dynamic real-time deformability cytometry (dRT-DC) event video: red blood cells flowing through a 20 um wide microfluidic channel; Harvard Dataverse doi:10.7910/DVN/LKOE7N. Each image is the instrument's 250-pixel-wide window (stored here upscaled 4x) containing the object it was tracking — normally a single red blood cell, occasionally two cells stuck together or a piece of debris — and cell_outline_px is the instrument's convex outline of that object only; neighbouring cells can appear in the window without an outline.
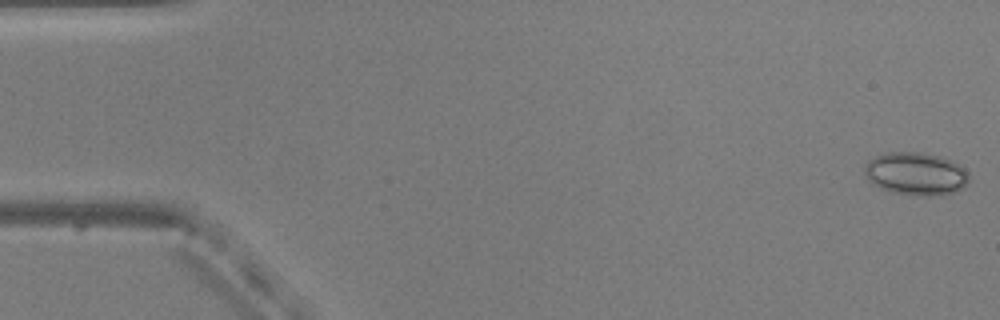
{"species": "common noctule bat (a hibernating species)", "species_latin": "Nyctalus noctula", "temperature_condition": "warm", "stored_images_in_passage": 53, "camera_frame_rate_fps": 3000, "um_per_image_px": 0.085, "animal": {"sex": "male", "body_mass_g": 20.5, "forearm_length_mm": 52.5}, "frame": {"image": 1, "passage_image": 1, "time_ms": 0.0, "image_size_px": [1000, 320], "cell_outline_px": [[968, 180], [960, 188], [952, 192], [932, 196], [924, 196], [892, 192], [880, 188], [864, 172], [864, 168], [868, 160], [876, 156], [888, 152], [920, 152], [940, 156], [952, 160], [964, 168], [968, 172]], "centroid_in_image_um": [77.85, 14.75], "position_along_channel_um": 7.1, "area_um2": 25.66}}
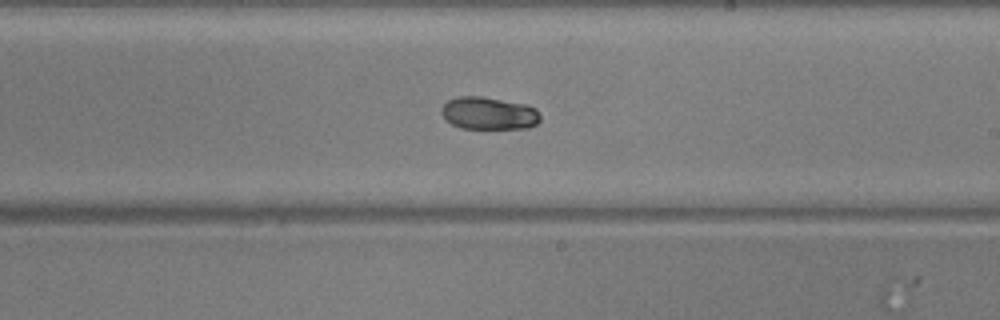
{"frame": {"image": 2, "passage_image": 31, "time_ms": 10.0, "image_size_px": [1000, 320], "cell_outline_px": [[540, 120], [536, 124], [528, 128], [460, 128], [444, 120], [440, 112], [440, 108], [448, 100], [460, 96], [480, 96], [524, 104], [536, 108], [540, 116]], "centroid_in_image_um": [41.51, 9.63], "position_along_channel_um": 247.5, "area_um2": 18.79}}
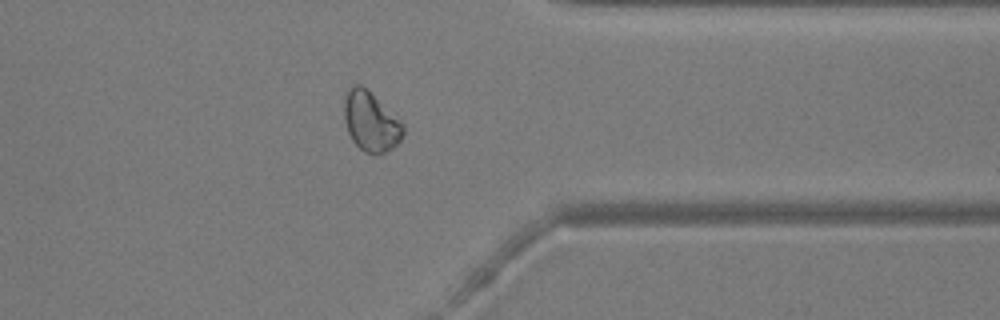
{"frame": {"image": 3, "passage_image": 42, "time_ms": 13.667, "image_size_px": [1000, 320], "cell_outline_px": [[404, 132], [400, 140], [392, 148], [380, 156], [376, 156], [364, 152], [352, 140], [348, 132], [344, 120], [344, 100], [348, 88], [352, 84], [360, 84], [400, 120], [404, 124]], "centroid_in_image_um": [31.5, 10.37], "position_along_channel_um": 379.9, "area_um2": 20.46}, "authors_computed_cell_mechanics": {"area_um2": 20.8658, "velocity_mm_per_s": 3.8267, "shape_relaxation_time_tau1_ms": 8.061, "shape_relaxation_time_tau2_ms": null, "deformation_change_tau1": 0.1807, "deformation_change_tau2": null}}